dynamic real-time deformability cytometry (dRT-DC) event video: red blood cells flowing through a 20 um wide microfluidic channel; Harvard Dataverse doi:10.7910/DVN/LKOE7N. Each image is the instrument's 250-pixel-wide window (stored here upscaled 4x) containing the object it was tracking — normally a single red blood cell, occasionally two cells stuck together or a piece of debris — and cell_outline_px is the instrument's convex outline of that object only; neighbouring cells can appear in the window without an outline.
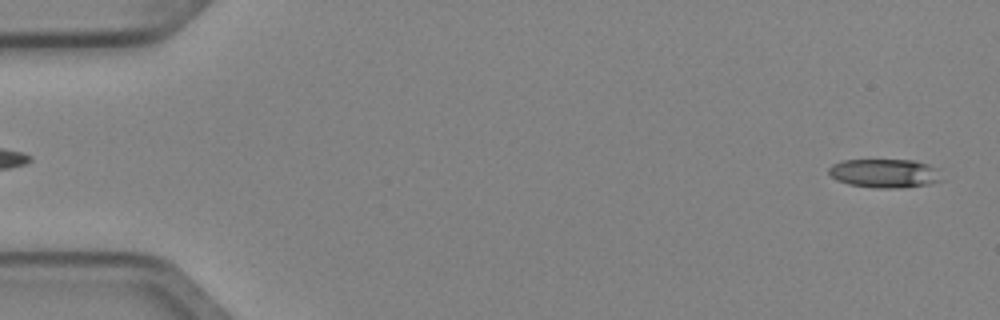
{"species": "Egyptian fruit bat (a non-hibernating species)", "species_latin": "Rousettus aegyptiacus", "temperature_condition": "cold", "stored_images_in_passage": 5, "camera_frame_rate_fps": 3000, "um_per_image_px": 0.085, "animal": {"sex": "female"}, "frame": {"image": 1, "passage_image": 5, "time_ms": 1.333, "image_size_px": [1000, 320], "cell_outline_px": [[944, 180], [928, 184], [900, 188], [872, 188], [848, 184], [836, 180], [828, 172], [828, 168], [832, 164], [840, 160], [916, 160], [940, 168]], "centroid_in_image_um": [75.24, 14.73], "position_along_channel_um": 9.8, "area_um2": 19.42}}